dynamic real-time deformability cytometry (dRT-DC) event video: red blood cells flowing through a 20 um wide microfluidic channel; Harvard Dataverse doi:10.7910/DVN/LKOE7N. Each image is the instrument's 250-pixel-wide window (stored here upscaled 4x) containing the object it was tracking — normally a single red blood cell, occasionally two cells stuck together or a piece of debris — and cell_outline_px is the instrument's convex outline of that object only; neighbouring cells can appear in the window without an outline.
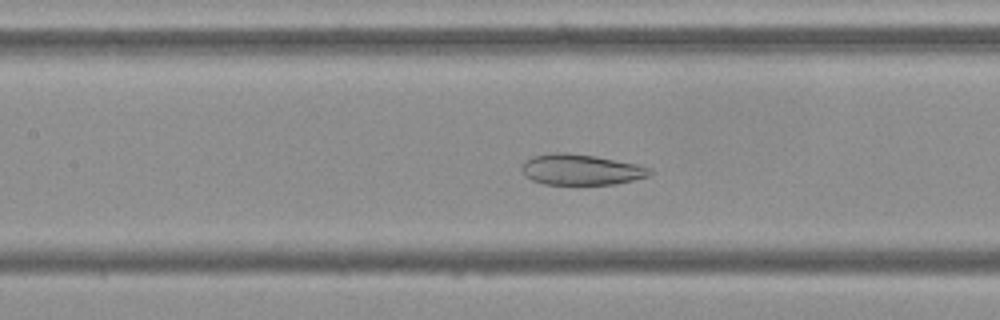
{"species": "Egyptian fruit bat (a non-hibernating species)", "species_latin": "Rousettus aegyptiacus", "temperature_condition": "cold", "stored_images_in_passage": 39, "camera_frame_rate_fps": 3000, "um_per_image_px": 0.085, "frame": {"image": 1, "passage_image": 9, "time_ms": 2.667, "image_size_px": [1000, 320], "cell_outline_px": [[652, 176], [616, 184], [544, 184], [532, 180], [524, 176], [520, 168], [520, 164], [524, 160], [532, 156], [556, 152], [564, 152], [596, 156], [636, 164], [652, 168]], "centroid_in_image_um": [49.37, 14.41], "position_along_channel_um": 158.0, "area_um2": 23.24}}
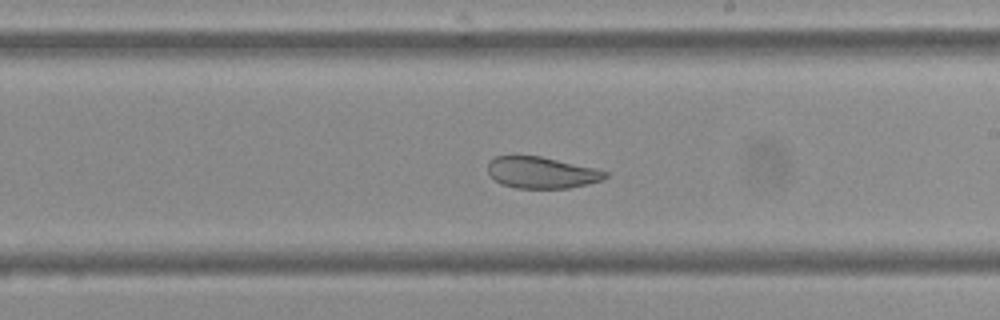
{"frame": {"image": 2, "passage_image": 16, "time_ms": 5.0, "image_size_px": [1000, 320], "cell_outline_px": [[608, 176], [600, 180], [588, 184], [568, 188], [516, 188], [500, 184], [488, 172], [488, 160], [496, 156], [540, 156], [596, 168], [608, 172]], "centroid_in_image_um": [46.03, 14.67], "position_along_channel_um": 243.0, "area_um2": 21.5}}
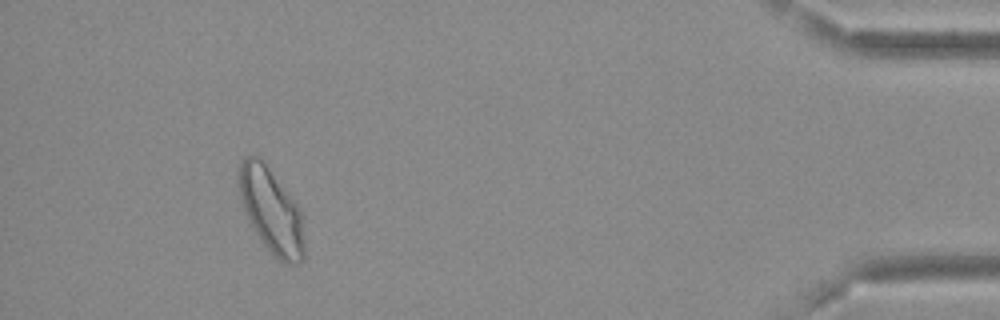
{"frame": {"image": 3, "passage_image": 35, "time_ms": 11.333, "image_size_px": [1000, 320], "cell_outline_px": [[304, 260], [296, 264], [284, 264], [264, 244], [248, 220], [236, 184], [236, 180], [240, 164], [244, 156], [260, 156], [264, 160], [300, 208], [304, 216]], "centroid_in_image_um": [23.07, 17.87], "position_along_channel_um": 412.1, "area_um2": 32.89}, "authors_computed_cell_mechanics": {"area_um2": 24.7962, "velocity_mm_per_s": 3.6565, "shape_relaxation_time_tau1_ms": null, "shape_relaxation_time_tau2_ms": 2.0262, "deformation_change_tau1": null, "deformation_change_tau2": 0.0853}}